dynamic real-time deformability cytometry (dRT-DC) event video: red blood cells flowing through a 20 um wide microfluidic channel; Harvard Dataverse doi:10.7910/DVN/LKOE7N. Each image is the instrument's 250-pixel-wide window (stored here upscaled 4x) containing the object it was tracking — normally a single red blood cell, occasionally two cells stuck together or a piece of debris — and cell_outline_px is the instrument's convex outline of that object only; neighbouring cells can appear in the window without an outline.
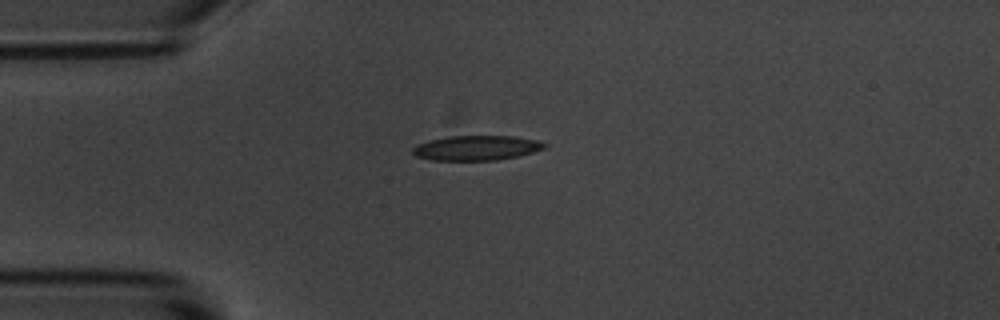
{"species": "common noctule bat (a hibernating species)", "species_latin": "Nyctalus noctula", "temperature_condition": "room temperature", "stored_images_in_passage": 3, "camera_frame_rate_fps": 3000, "um_per_image_px": 0.085, "animal": {"sex": "male", "body_mass_g": 20.1, "forearm_length_mm": 53.5}, "frame": {"image": 1, "passage_image": 1, "time_ms": 0.0, "image_size_px": [1000, 320], "cell_outline_px": [[548, 144], [544, 148], [532, 152], [516, 156], [496, 160], [432, 160], [416, 156], [412, 152], [412, 148], [428, 140], [448, 136], [512, 136], [536, 140]], "centroid_in_image_um": [40.48, 12.57], "position_along_channel_um": 44.5, "area_um2": 18.84}}
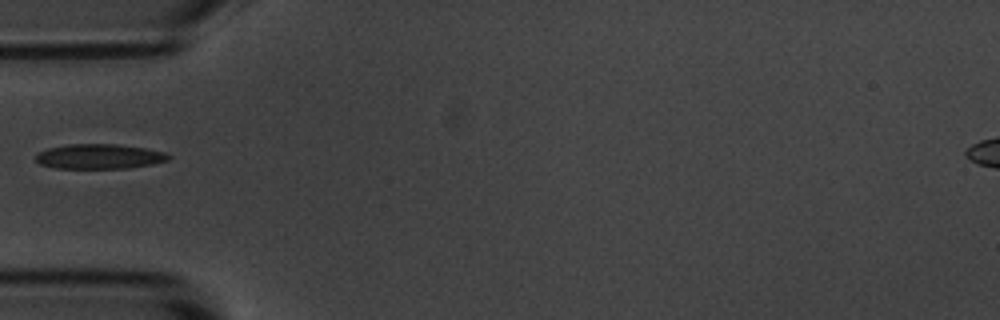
{"frame": {"image": 2, "passage_image": 2, "time_ms": 1.333, "image_size_px": [1000, 320], "cell_outline_px": [[172, 156], [168, 160], [152, 164], [128, 168], [56, 168], [40, 164], [36, 160], [36, 156], [40, 152], [48, 148], [68, 144], [116, 144], [144, 148], [164, 152]], "centroid_in_image_um": [8.45, 13.3], "position_along_channel_um": 76.5, "area_um2": 19.07}}